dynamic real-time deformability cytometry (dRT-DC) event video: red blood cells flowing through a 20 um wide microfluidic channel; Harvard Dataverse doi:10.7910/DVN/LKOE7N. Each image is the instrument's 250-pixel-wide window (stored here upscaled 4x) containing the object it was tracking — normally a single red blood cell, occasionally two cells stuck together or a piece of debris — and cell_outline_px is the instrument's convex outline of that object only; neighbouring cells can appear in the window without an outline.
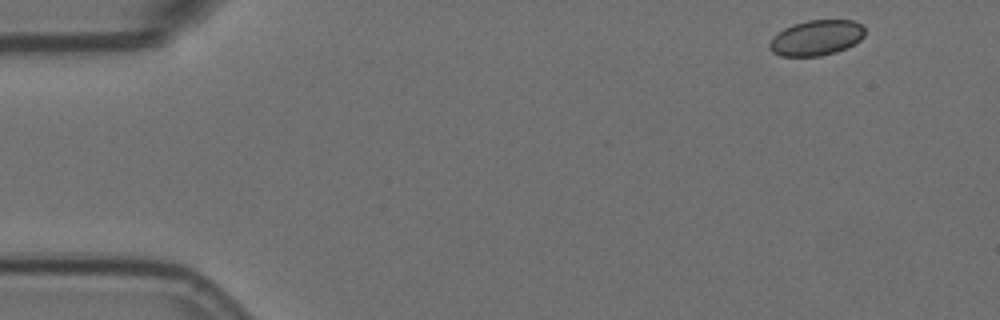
{"species": "Egyptian fruit bat (a non-hibernating species)", "species_latin": "Rousettus aegyptiacus", "temperature_condition": "room temperature", "stored_images_in_passage": 53, "camera_frame_rate_fps": 3000, "um_per_image_px": 0.085, "animal": {"sex": "female"}, "frame": {"image": 1, "passage_image": 1, "time_ms": 0.0, "image_size_px": [1000, 320], "cell_outline_px": [[864, 36], [860, 40], [836, 52], [820, 56], [780, 56], [772, 52], [768, 48], [768, 44], [784, 28], [792, 24], [808, 20], [852, 20], [860, 24], [864, 28]], "centroid_in_image_um": [69.38, 3.21], "position_along_channel_um": 15.6, "area_um2": 19.48}}
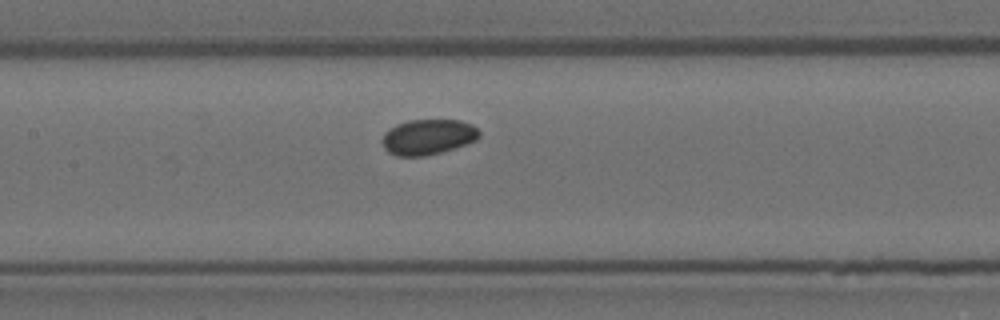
{"frame": {"image": 2, "passage_image": 23, "time_ms": 7.333, "image_size_px": [1000, 320], "cell_outline_px": [[480, 136], [476, 140], [440, 152], [424, 156], [396, 156], [388, 152], [384, 148], [380, 140], [384, 132], [396, 124], [408, 120], [460, 120], [472, 124], [480, 132]], "centroid_in_image_um": [36.33, 11.63], "position_along_channel_um": 171.1, "area_um2": 20.06}}
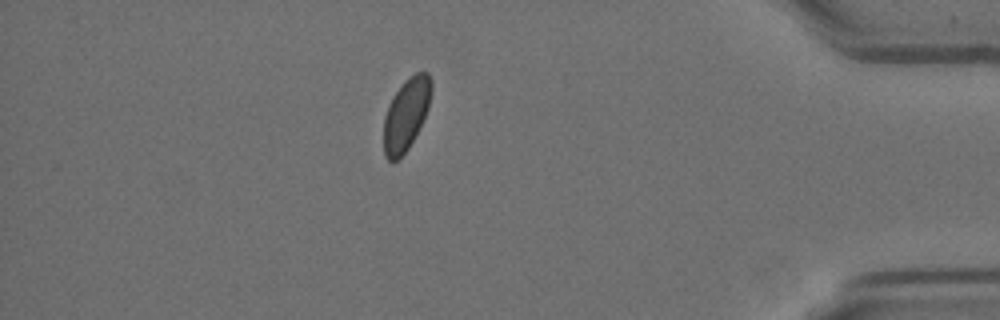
{"frame": {"image": 3, "passage_image": 46, "time_ms": 15.0, "image_size_px": [1000, 320], "cell_outline_px": [[432, 92], [428, 108], [408, 148], [396, 160], [388, 160], [384, 156], [384, 116], [388, 104], [392, 96], [404, 80], [416, 72], [428, 72], [432, 80]], "centroid_in_image_um": [34.51, 9.66], "position_along_channel_um": 400.7, "area_um2": 19.83}}